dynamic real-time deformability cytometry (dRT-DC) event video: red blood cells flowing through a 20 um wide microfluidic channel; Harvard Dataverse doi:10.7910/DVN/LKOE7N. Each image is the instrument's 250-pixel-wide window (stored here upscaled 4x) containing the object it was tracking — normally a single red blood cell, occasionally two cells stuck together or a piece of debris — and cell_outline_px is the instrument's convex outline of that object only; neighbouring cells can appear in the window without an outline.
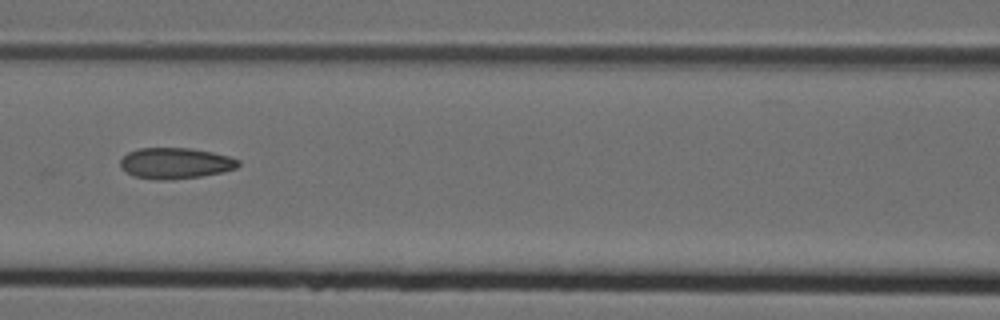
{"species": "Egyptian fruit bat (a non-hibernating species)", "species_latin": "Rousettus aegyptiacus", "temperature_condition": "cold", "stored_images_in_passage": 5, "camera_frame_rate_fps": 3000, "um_per_image_px": 0.085, "animal": {"sex": "female"}, "frame": {"image": 1, "passage_image": 4, "time_ms": 1.0, "image_size_px": [1000, 320], "cell_outline_px": [[240, 164], [236, 168], [224, 172], [200, 176], [168, 180], [156, 180], [132, 176], [120, 164], [120, 160], [128, 152], [140, 148], [192, 148], [212, 152], [228, 156], [240, 160]], "centroid_in_image_um": [14.93, 13.87], "position_along_channel_um": 151.7, "area_um2": 21.27}}
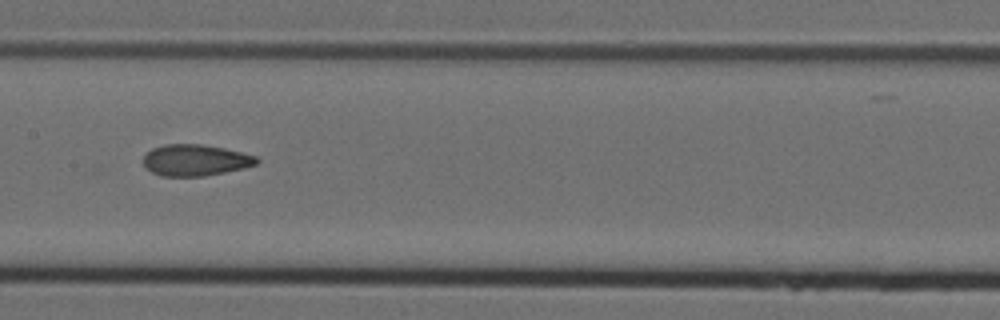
{"frame": {"image": 2, "passage_image": 5, "time_ms": 1.333, "image_size_px": [1000, 320], "cell_outline_px": [[260, 160], [256, 164], [244, 168], [204, 176], [160, 176], [152, 172], [144, 164], [144, 156], [152, 148], [164, 144], [200, 144], [224, 148], [256, 156]], "centroid_in_image_um": [16.61, 13.61], "position_along_channel_um": 190.8, "area_um2": 20.58}}